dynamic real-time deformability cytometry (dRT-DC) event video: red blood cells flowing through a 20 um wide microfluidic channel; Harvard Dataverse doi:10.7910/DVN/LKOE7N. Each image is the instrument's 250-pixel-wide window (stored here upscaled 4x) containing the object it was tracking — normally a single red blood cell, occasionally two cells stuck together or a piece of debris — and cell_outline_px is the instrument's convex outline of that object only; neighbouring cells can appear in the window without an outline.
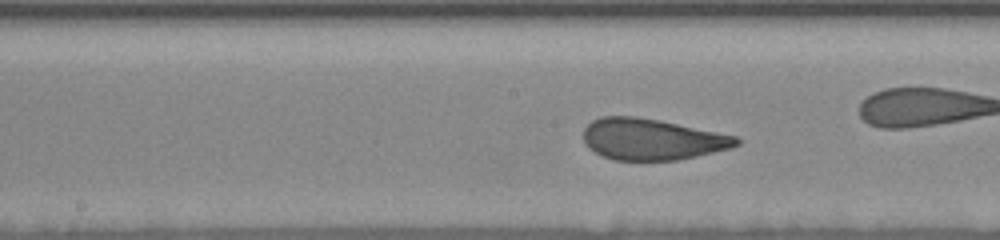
{"species": "human", "species_latin": "Homo sapiens", "temperature_condition": "room temperature", "stored_images_in_passage": 28, "camera_frame_rate_fps": 3000, "um_per_image_px": 0.085, "donor": {"sex": "female"}, "frame": {"image": 1, "passage_image": 16, "time_ms": 7.0, "image_size_px": [1000, 240], "cell_outline_px": [[740, 144], [732, 148], [696, 156], [676, 160], [612, 160], [588, 148], [584, 144], [584, 128], [592, 120], [600, 116], [636, 116], [660, 120], [736, 136], [740, 140]], "centroid_in_image_um": [55.4, 11.83], "position_along_channel_um": 192.8, "area_um2": 36.82}}